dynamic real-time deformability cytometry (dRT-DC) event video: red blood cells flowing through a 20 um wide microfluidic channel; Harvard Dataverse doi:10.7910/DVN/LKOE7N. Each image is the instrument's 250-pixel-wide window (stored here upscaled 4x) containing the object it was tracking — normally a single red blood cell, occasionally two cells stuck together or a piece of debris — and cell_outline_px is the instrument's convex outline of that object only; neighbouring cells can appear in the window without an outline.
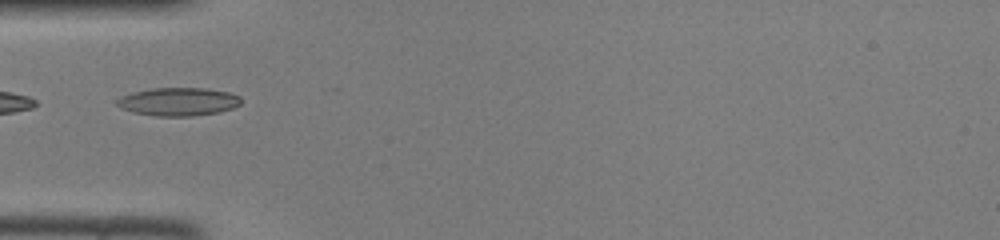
{"species": "common noctule bat (a hibernating species)", "species_latin": "Nyctalus noctula", "temperature_condition": "room temperature", "stored_images_in_passage": 9, "camera_frame_rate_fps": 3000, "um_per_image_px": 0.085, "animal": {"sex": "female", "body_mass_g": 22.0, "forearm_length_mm": 56.7}, "frame": {"image": 1, "passage_image": 1, "time_ms": 0.0, "image_size_px": [1000, 240], "cell_outline_px": [[240, 104], [232, 108], [220, 112], [192, 116], [156, 116], [132, 112], [120, 108], [116, 104], [116, 100], [120, 96], [132, 92], [152, 88], [208, 88], [228, 92], [240, 96]], "centroid_in_image_um": [15.13, 8.64], "position_along_channel_um": 69.9, "area_um2": 20.52}}
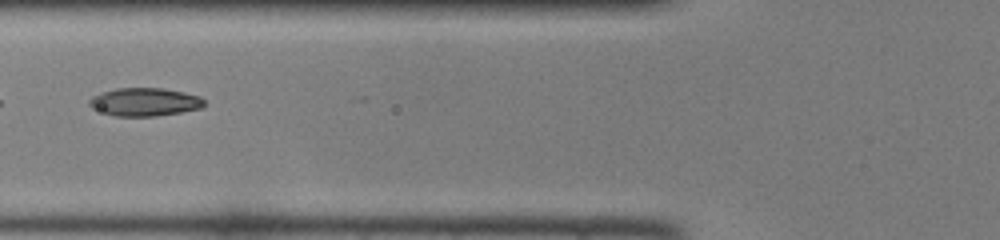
{"frame": {"image": 2, "passage_image": 4, "time_ms": 1.0, "image_size_px": [1000, 240], "cell_outline_px": [[204, 104], [200, 108], [180, 112], [156, 116], [116, 116], [92, 108], [88, 104], [88, 100], [92, 96], [100, 92], [116, 88], [164, 88], [184, 92], [200, 96], [204, 100]], "centroid_in_image_um": [12.27, 8.65], "position_along_channel_um": 113.5, "area_um2": 18.84}}